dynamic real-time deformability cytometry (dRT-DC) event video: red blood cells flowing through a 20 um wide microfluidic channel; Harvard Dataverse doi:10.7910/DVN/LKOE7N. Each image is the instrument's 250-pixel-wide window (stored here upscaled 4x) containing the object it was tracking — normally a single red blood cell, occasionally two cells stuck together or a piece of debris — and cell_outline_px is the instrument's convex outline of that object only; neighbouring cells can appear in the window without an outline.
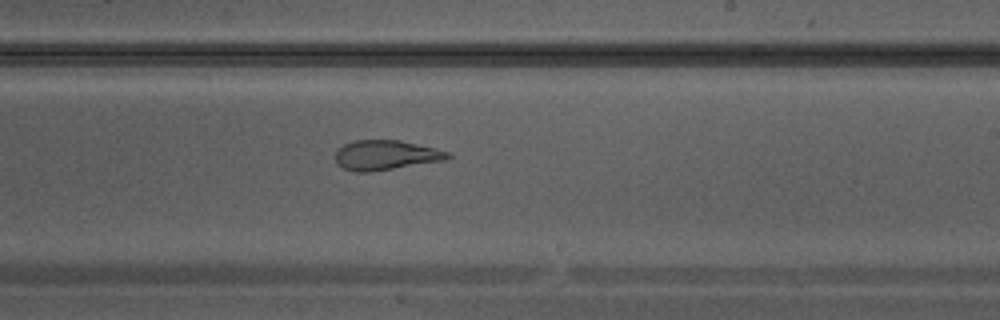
{"species": "Egyptian fruit bat (a non-hibernating species)", "species_latin": "Rousettus aegyptiacus", "temperature_condition": "warm", "stored_images_in_passage": 28, "camera_frame_rate_fps": 3000, "um_per_image_px": 0.085, "animal": {"sex": "male"}, "frame": {"image": 1, "passage_image": 13, "time_ms": 4.0, "image_size_px": [1000, 320], "cell_outline_px": [[452, 156], [444, 160], [368, 172], [356, 172], [344, 168], [336, 164], [336, 148], [344, 144], [356, 140], [400, 140], [436, 148], [448, 152]], "centroid_in_image_um": [32.76, 13.17], "position_along_channel_um": 256.2, "area_um2": 19.36}}